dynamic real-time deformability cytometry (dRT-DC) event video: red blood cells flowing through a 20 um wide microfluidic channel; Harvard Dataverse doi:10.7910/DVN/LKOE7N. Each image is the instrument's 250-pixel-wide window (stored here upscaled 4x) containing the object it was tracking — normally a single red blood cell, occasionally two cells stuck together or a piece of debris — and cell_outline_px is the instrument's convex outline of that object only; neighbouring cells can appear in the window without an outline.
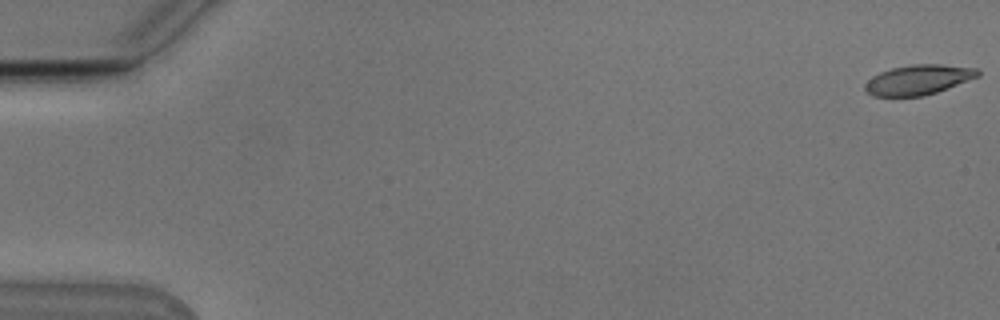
{"species": "Egyptian fruit bat (a non-hibernating species)", "species_latin": "Rousettus aegyptiacus", "temperature_condition": "cold", "stored_images_in_passage": 54, "camera_frame_rate_fps": 3000, "um_per_image_px": 0.085, "animal": {"sex": "male"}, "frame": {"image": 1, "passage_image": 1, "time_ms": 0.0, "image_size_px": [1000, 320], "cell_outline_px": [[980, 76], [936, 92], [924, 96], [872, 96], [864, 88], [864, 84], [872, 76], [880, 72], [892, 68], [912, 64], [940, 64], [976, 68], [980, 72]], "centroid_in_image_um": [78.05, 6.77], "position_along_channel_um": 6.9, "area_um2": 19.59}}
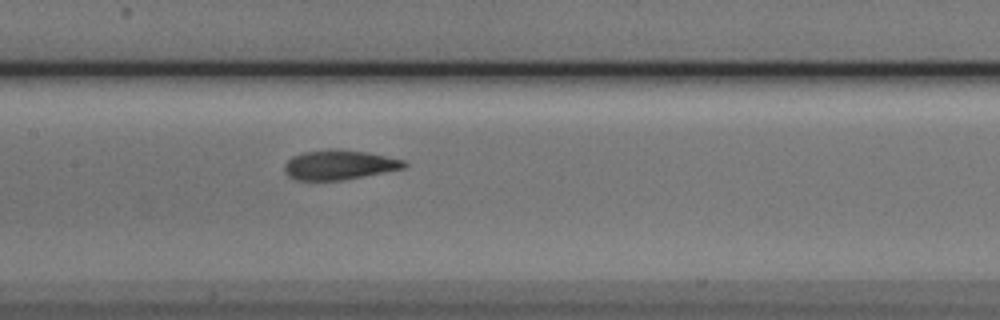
{"frame": {"image": 2, "passage_image": 27, "time_ms": 8.667, "image_size_px": [1000, 320], "cell_outline_px": [[408, 164], [404, 168], [344, 180], [292, 180], [284, 172], [284, 164], [292, 156], [304, 152], [328, 148], [336, 148], [368, 152], [404, 160]], "centroid_in_image_um": [28.8, 14.0], "position_along_channel_um": 178.6, "area_um2": 20.92}}
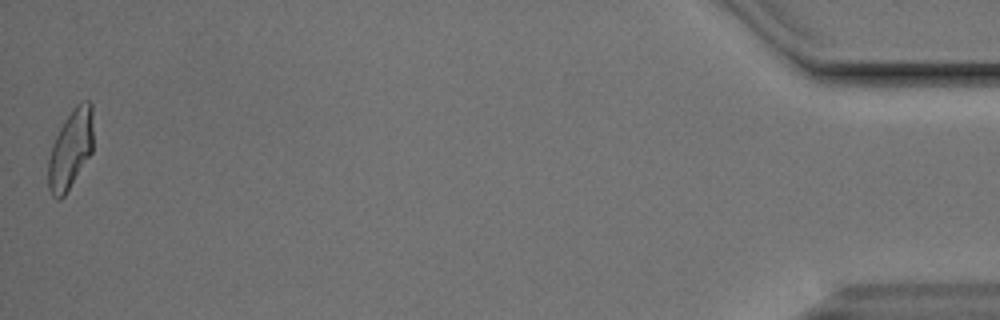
{"frame": {"image": 3, "passage_image": 54, "time_ms": 17.667, "image_size_px": [1000, 320], "cell_outline_px": [[92, 152], [64, 196], [60, 200], [56, 200], [52, 196], [48, 188], [48, 160], [52, 144], [64, 120], [72, 108], [76, 104], [88, 100], [92, 104]], "centroid_in_image_um": [5.98, 12.7], "position_along_channel_um": 429.2, "area_um2": 20.69}, "authors_computed_cell_mechanics": {"area_um2": 20.7213, "velocity_mm_per_s": 3.8333, "shape_relaxation_time_tau1_ms": 3.1447, "shape_relaxation_time_tau2_ms": 1.7597, "deformation_change_tau1": 0.1753, "deformation_change_tau2": 0.0983}}